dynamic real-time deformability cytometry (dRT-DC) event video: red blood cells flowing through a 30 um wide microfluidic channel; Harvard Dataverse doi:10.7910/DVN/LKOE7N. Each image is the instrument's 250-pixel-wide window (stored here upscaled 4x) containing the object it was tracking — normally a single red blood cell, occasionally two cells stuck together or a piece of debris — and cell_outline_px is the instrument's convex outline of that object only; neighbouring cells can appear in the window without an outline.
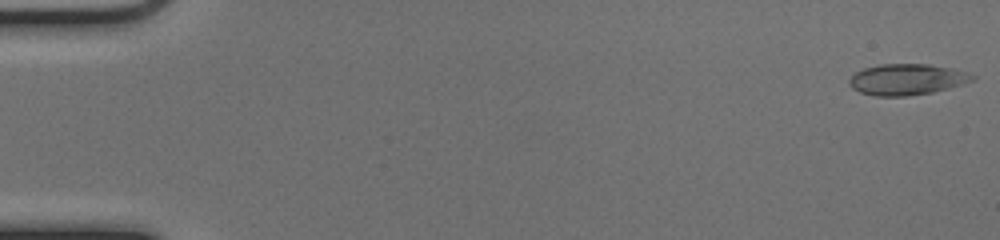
{"species": "common noctule bat (a hibernating species)", "species_latin": "Nyctalus noctula", "temperature_condition": "cold", "stored_images_in_passage": 52, "camera_frame_rate_fps": 3000, "um_per_image_px": 0.085, "animal": {"sex": "female", "body_mass_g": 17.0, "forearm_length_mm": 48.0}, "frame": {"image": 1, "passage_image": 1, "time_ms": 0.0, "image_size_px": [1000, 240], "cell_outline_px": [[976, 80], [948, 88], [932, 92], [908, 96], [876, 96], [860, 92], [852, 88], [848, 84], [848, 80], [856, 72], [864, 68], [880, 64], [928, 64], [952, 68], [968, 72], [976, 76]], "centroid_in_image_um": [77.1, 6.75], "position_along_channel_um": 7.9, "area_um2": 22.37}}
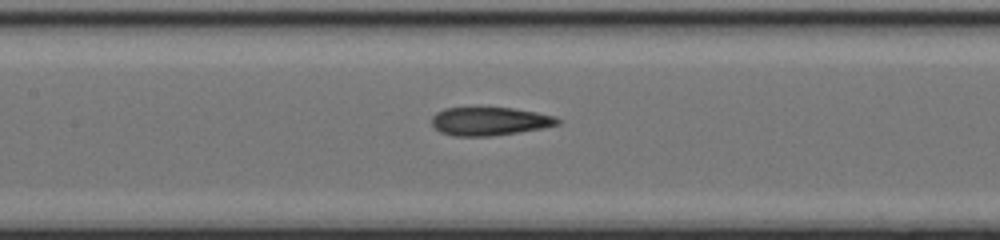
{"frame": {"image": 2, "passage_image": 25, "time_ms": 8.0, "image_size_px": [1000, 240], "cell_outline_px": [[560, 124], [540, 128], [492, 136], [452, 136], [440, 132], [432, 124], [432, 116], [436, 112], [444, 108], [512, 108], [536, 112], [556, 116], [560, 120]], "centroid_in_image_um": [41.6, 10.31], "position_along_channel_um": 165.8, "area_um2": 20.63}}
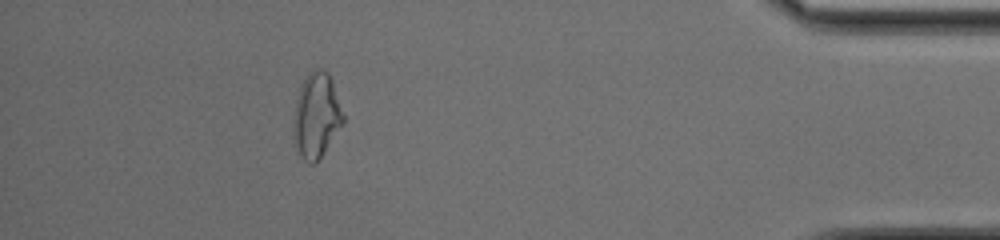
{"frame": {"image": 3, "passage_image": 47, "time_ms": 15.333, "image_size_px": [1000, 240], "cell_outline_px": [[344, 124], [316, 164], [308, 164], [300, 156], [296, 144], [292, 128], [292, 124], [296, 100], [300, 84], [308, 72], [312, 68], [320, 68], [328, 72], [332, 80], [344, 116]], "centroid_in_image_um": [26.89, 9.81], "position_along_channel_um": 408.3, "area_um2": 25.03}, "authors_computed_cell_mechanics": {"area_um2": 21.5883, "velocity_mm_per_s": 4.0, "shape_relaxation_time_tau1_ms": 5.1883, "shape_relaxation_time_tau2_ms": 1.7521, "deformation_change_tau1": 0.1958, "deformation_change_tau2": 0.1121}}